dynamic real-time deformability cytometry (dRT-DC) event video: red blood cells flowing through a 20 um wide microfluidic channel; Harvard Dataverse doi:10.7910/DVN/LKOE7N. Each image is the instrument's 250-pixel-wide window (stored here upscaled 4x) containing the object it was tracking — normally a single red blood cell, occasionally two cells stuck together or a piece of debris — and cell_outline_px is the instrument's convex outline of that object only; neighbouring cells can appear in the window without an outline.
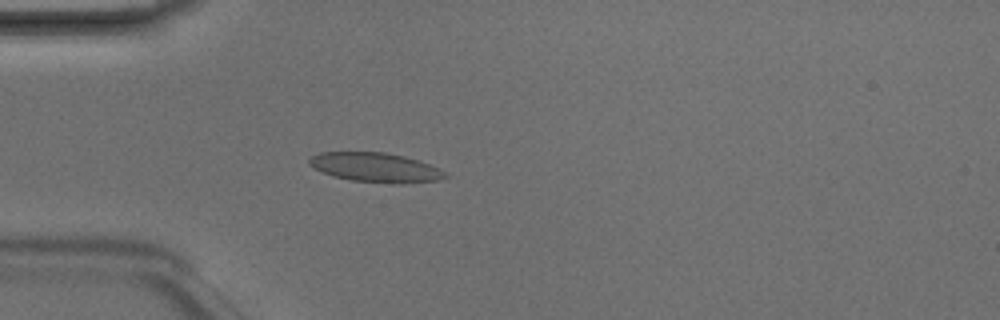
{"species": "Egyptian fruit bat (a non-hibernating species)", "species_latin": "Rousettus aegyptiacus", "temperature_condition": "room temperature", "stored_images_in_passage": 3, "camera_frame_rate_fps": 3000, "um_per_image_px": 0.085, "animal": {"sex": "male"}, "frame": {"image": 1, "passage_image": 3, "time_ms": 0.667, "image_size_px": [1000, 320], "cell_outline_px": [[448, 176], [440, 180], [400, 184], [392, 184], [352, 180], [332, 176], [308, 164], [308, 160], [312, 156], [320, 152], [384, 152], [404, 156], [440, 168], [448, 172]], "centroid_in_image_um": [31.96, 14.24], "position_along_channel_um": 53.0, "area_um2": 23.35}}